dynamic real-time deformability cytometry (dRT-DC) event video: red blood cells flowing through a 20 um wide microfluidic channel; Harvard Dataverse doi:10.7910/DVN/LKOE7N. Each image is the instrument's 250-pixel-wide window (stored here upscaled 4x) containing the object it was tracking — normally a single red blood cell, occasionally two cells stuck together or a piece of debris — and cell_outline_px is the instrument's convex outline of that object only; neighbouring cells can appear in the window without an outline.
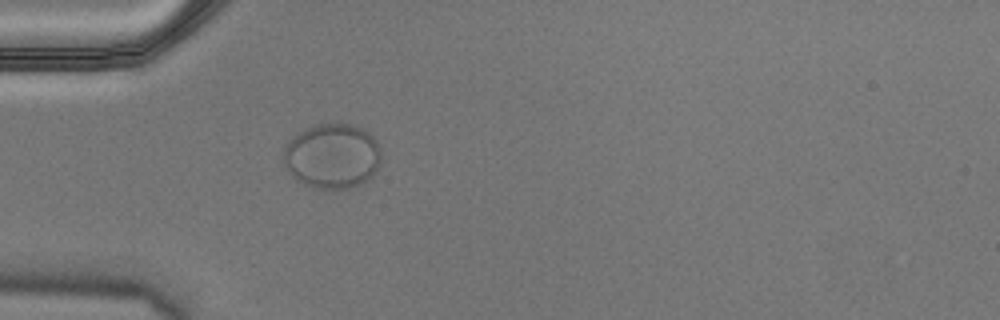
{"species": "Egyptian fruit bat (a non-hibernating species)", "species_latin": "Rousettus aegyptiacus", "temperature_condition": "cold", "stored_images_in_passage": 4, "camera_frame_rate_fps": 3000, "um_per_image_px": 0.085, "animal": {"sex": "male"}, "frame": {"image": 1, "passage_image": 4, "time_ms": 1.0, "image_size_px": [1000, 320], "cell_outline_px": [[380, 164], [372, 176], [368, 180], [360, 184], [348, 188], [332, 192], [316, 188], [304, 184], [296, 180], [284, 168], [284, 148], [288, 140], [296, 132], [312, 124], [352, 124], [364, 128], [376, 140], [380, 152]], "centroid_in_image_um": [28.21, 13.28], "position_along_channel_um": 56.8, "area_um2": 37.86}}